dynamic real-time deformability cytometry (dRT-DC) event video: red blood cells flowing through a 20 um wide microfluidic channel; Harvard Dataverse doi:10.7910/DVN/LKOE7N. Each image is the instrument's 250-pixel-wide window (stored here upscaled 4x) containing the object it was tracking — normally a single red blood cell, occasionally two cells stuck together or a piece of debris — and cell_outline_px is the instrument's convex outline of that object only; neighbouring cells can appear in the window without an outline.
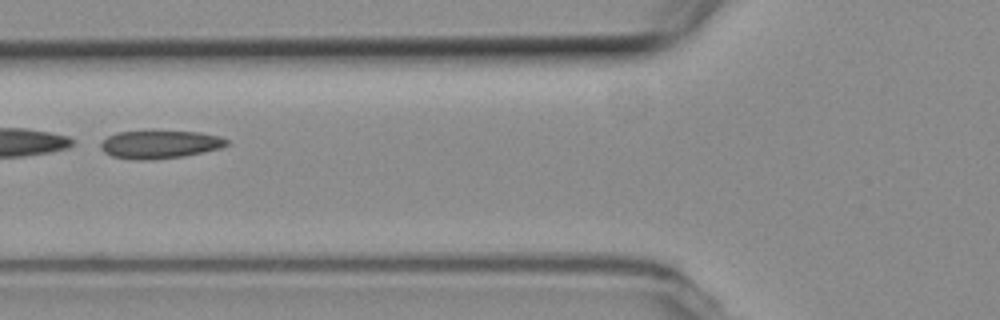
{"species": "common noctule bat (a hibernating species)", "species_latin": "Nyctalus noctula", "temperature_condition": "room temperature", "stored_images_in_passage": 51, "camera_frame_rate_fps": 3000, "um_per_image_px": 0.085, "animal": {"sex": "female", "body_mass_g": 19.3, "forearm_length_mm": 54.1}, "frame": {"image": 1, "passage_image": 18, "time_ms": 5.667, "image_size_px": [1000, 320], "cell_outline_px": [[228, 144], [220, 148], [184, 156], [144, 160], [140, 160], [112, 156], [104, 152], [100, 148], [100, 144], [108, 136], [116, 132], [152, 128], [200, 132], [220, 136], [228, 140]], "centroid_in_image_um": [13.57, 12.21], "position_along_channel_um": 112.2, "area_um2": 21.39}}
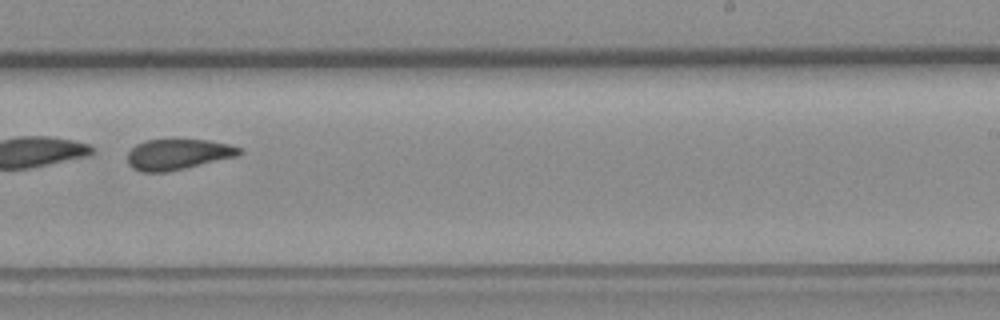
{"frame": {"image": 2, "passage_image": 31, "time_ms": 10.0, "image_size_px": [1000, 320], "cell_outline_px": [[244, 152], [240, 156], [184, 168], [164, 172], [140, 172], [132, 168], [128, 164], [128, 152], [136, 144], [144, 140], [208, 140], [228, 144], [240, 148]], "centroid_in_image_um": [15.13, 13.12], "position_along_channel_um": 273.9, "area_um2": 20.0}}